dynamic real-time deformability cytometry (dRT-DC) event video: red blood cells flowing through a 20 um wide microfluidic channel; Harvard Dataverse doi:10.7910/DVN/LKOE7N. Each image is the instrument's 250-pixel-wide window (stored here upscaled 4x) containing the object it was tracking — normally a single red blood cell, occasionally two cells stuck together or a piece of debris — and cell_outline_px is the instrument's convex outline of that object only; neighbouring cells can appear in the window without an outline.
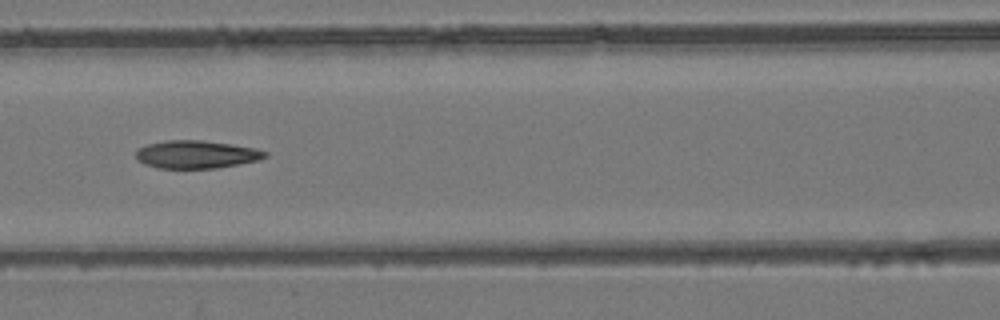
{"species": "common noctule bat (a hibernating species)", "species_latin": "Nyctalus noctula", "temperature_condition": "room temperature", "stored_images_in_passage": 7, "camera_frame_rate_fps": 3000, "um_per_image_px": 0.085, "animal": {"sex": "female", "body_mass_g": 24.6, "forearm_length_mm": 56.2}, "frame": {"image": 1, "passage_image": 7, "time_ms": 6.667, "image_size_px": [1000, 320], "cell_outline_px": [[268, 156], [260, 160], [216, 168], [160, 168], [144, 164], [136, 160], [136, 152], [140, 148], [148, 144], [168, 140], [204, 140], [232, 144], [256, 148], [268, 152]], "centroid_in_image_um": [16.72, 13.12], "position_along_channel_um": 149.9, "area_um2": 21.04}}